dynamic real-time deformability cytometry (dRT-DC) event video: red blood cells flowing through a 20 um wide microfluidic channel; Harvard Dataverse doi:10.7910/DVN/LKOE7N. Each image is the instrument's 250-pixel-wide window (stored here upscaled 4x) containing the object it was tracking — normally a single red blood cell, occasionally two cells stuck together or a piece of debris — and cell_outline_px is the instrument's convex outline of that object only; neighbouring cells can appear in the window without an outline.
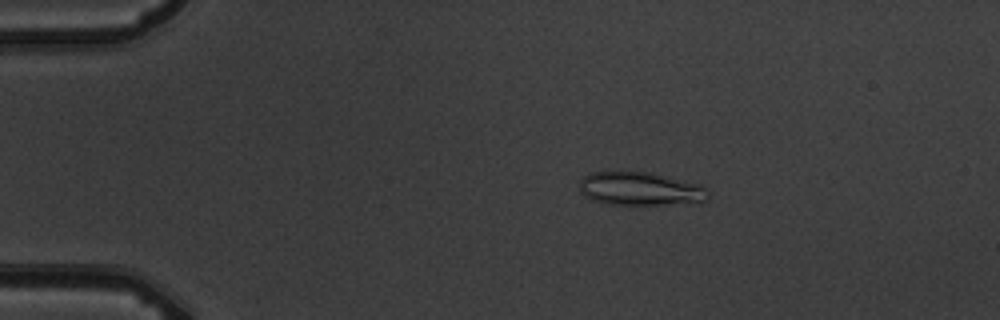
{"species": "common noctule bat (a hibernating species)", "species_latin": "Nyctalus noctula", "temperature_condition": "warm", "stored_images_in_passage": 12, "camera_frame_rate_fps": 3000, "um_per_image_px": 0.085, "animal": {"sex": "male", "body_mass_g": 19.5, "forearm_length_mm": 54.6}, "frame": {"image": 1, "passage_image": 4, "time_ms": 3.333, "image_size_px": [1000, 320], "cell_outline_px": [[708, 200], [664, 204], [612, 204], [592, 200], [584, 196], [580, 192], [580, 180], [588, 172], [648, 172], [704, 184], [708, 192]], "centroid_in_image_um": [54.41, 16.03], "position_along_channel_um": 30.6, "area_um2": 24.91}}
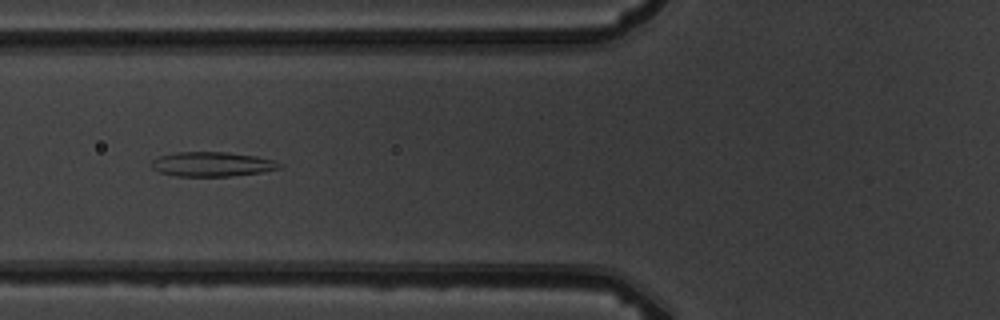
{"frame": {"image": 2, "passage_image": 7, "time_ms": 7.0, "image_size_px": [1000, 320], "cell_outline_px": [[284, 164], [280, 168], [260, 172], [228, 176], [176, 176], [160, 172], [152, 168], [152, 160], [160, 156], [176, 152], [224, 152], [256, 156], [272, 160]], "centroid_in_image_um": [18.02, 13.95], "position_along_channel_um": 107.8, "area_um2": 18.09}}
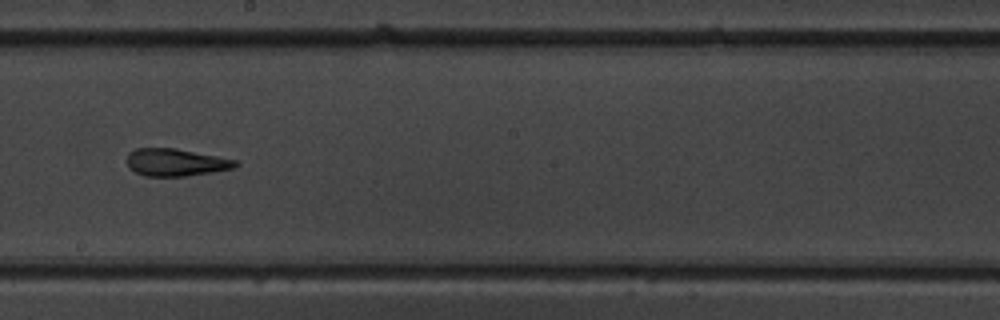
{"frame": {"image": 3, "passage_image": 10, "time_ms": 10.333, "image_size_px": [1000, 320], "cell_outline_px": [[240, 164], [232, 168], [212, 172], [184, 176], [144, 176], [128, 168], [128, 152], [136, 148], [176, 148], [236, 160]], "centroid_in_image_um": [14.91, 13.8], "position_along_channel_um": 233.3, "area_um2": 17.22}}